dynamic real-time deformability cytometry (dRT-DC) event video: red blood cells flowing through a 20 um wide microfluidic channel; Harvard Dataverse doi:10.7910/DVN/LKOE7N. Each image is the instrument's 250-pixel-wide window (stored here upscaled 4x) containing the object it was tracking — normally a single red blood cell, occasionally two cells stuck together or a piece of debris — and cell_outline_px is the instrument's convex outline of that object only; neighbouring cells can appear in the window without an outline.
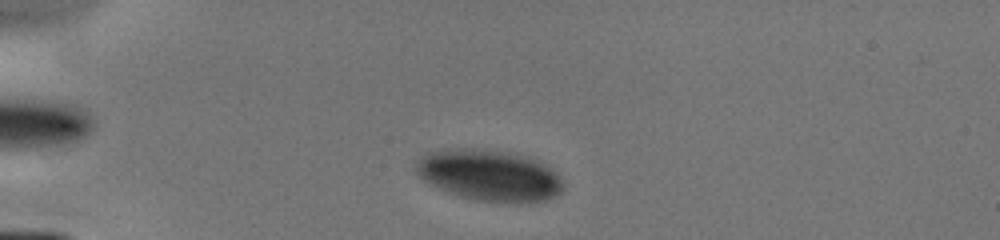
{"species": "human", "species_latin": "Homo sapiens", "temperature_condition": "cold", "stored_images_in_passage": 9, "camera_frame_rate_fps": 3000, "um_per_image_px": 0.085, "donor": {"sex": "male"}, "frame": {"image": 1, "passage_image": 1, "time_ms": 0.0, "image_size_px": [1000, 240], "cell_outline_px": [[564, 188], [556, 196], [544, 200], [516, 204], [480, 200], [464, 196], [440, 188], [424, 180], [416, 172], [416, 164], [424, 156], [432, 152], [456, 148], [476, 148], [516, 152], [540, 160], [548, 164], [556, 172], [564, 184]], "centroid_in_image_um": [41.71, 14.89], "position_along_channel_um": 43.3, "area_um2": 43.99}}
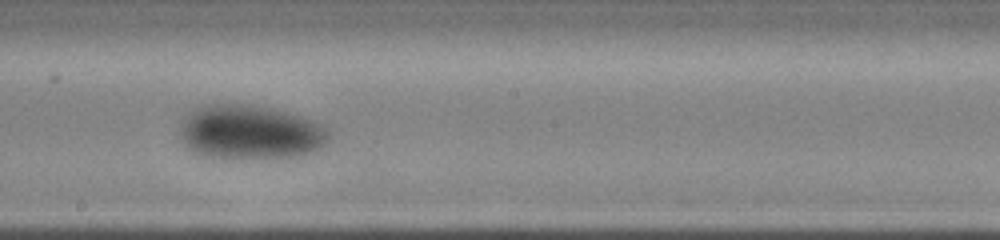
{"frame": {"image": 2, "passage_image": 7, "time_ms": 5.333, "image_size_px": [1000, 240], "cell_outline_px": [[332, 132], [328, 140], [324, 144], [308, 152], [292, 156], [260, 160], [224, 160], [208, 156], [196, 152], [188, 148], [180, 136], [180, 128], [184, 116], [192, 108], [204, 104], [252, 104], [300, 116], [312, 120], [320, 124]], "centroid_in_image_um": [21.21, 11.26], "position_along_channel_um": 227.0, "area_um2": 47.8}}
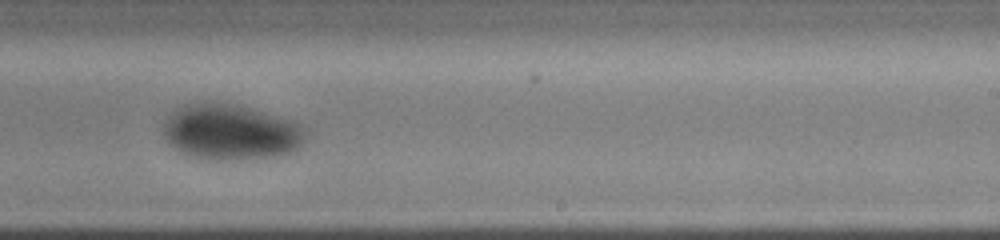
{"frame": {"image": 3, "passage_image": 8, "time_ms": 6.333, "image_size_px": [1000, 240], "cell_outline_px": [[304, 136], [296, 152], [272, 156], [236, 160], [208, 160], [180, 152], [168, 144], [164, 136], [164, 124], [168, 116], [176, 108], [184, 104], [208, 100], [236, 104], [288, 120], [296, 124], [304, 132]], "centroid_in_image_um": [19.51, 11.22], "position_along_channel_um": 269.5, "area_um2": 46.01}}